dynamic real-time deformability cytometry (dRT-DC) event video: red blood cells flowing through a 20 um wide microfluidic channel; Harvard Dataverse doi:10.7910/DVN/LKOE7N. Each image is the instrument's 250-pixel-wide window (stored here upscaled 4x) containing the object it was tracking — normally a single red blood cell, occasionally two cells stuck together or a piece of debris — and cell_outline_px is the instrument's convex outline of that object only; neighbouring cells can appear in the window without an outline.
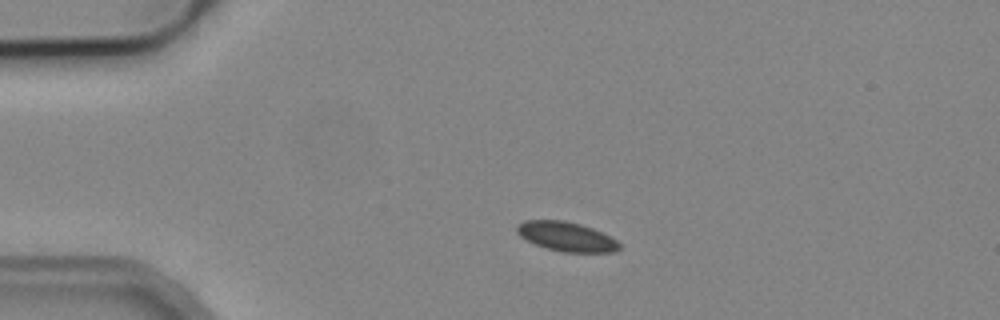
{"species": "common noctule bat (a hibernating species)", "species_latin": "Nyctalus noctula", "temperature_condition": "cold", "stored_images_in_passage": 3, "camera_frame_rate_fps": 3000, "um_per_image_px": 0.085, "animal": {"sex": "male", "body_mass_g": 19.2, "forearm_length_mm": 51.8}, "frame": {"image": 1, "passage_image": 1, "time_ms": 0.0, "image_size_px": [1000, 320], "cell_outline_px": [[620, 248], [616, 252], [564, 252], [548, 248], [536, 244], [520, 236], [516, 232], [516, 224], [524, 220], [564, 220], [580, 224], [592, 228], [616, 240], [620, 244]], "centroid_in_image_um": [48.12, 20.1], "position_along_channel_um": 36.9, "area_um2": 17.4}}
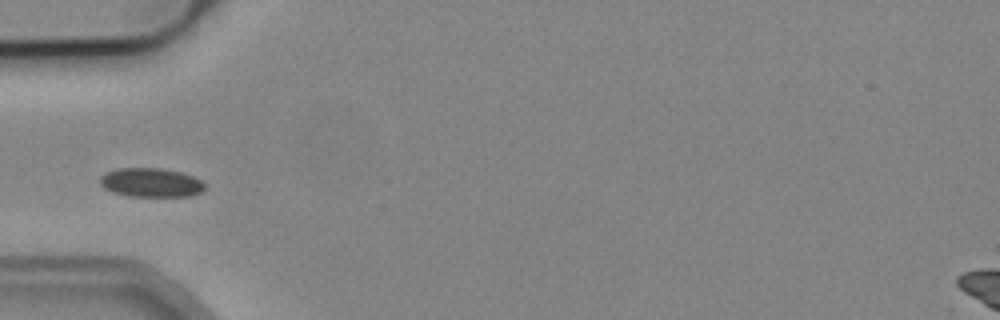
{"frame": {"image": 2, "passage_image": 3, "time_ms": 2.0, "image_size_px": [1000, 320], "cell_outline_px": [[204, 188], [200, 192], [192, 196], [128, 196], [112, 192], [104, 188], [100, 184], [100, 176], [104, 172], [116, 168], [160, 168], [180, 172], [192, 176], [200, 180], [204, 184]], "centroid_in_image_um": [12.78, 15.51], "position_along_channel_um": 72.2, "area_um2": 17.74}}